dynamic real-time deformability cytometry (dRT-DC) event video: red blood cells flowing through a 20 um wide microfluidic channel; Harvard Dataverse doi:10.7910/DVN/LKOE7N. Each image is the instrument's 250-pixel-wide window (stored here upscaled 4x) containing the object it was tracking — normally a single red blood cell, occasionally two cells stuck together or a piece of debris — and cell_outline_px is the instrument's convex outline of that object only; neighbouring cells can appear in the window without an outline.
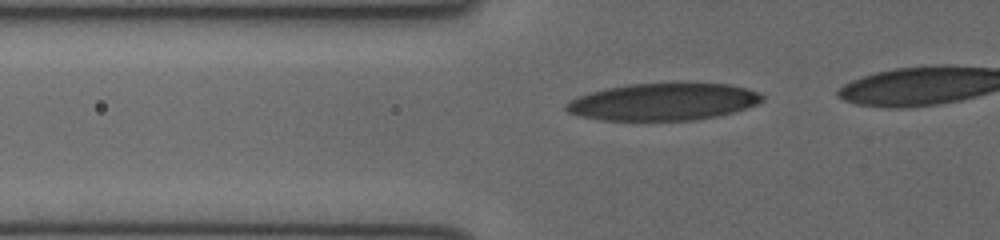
{"species": "human", "species_latin": "Homo sapiens", "temperature_condition": "cold", "stored_images_in_passage": 31, "camera_frame_rate_fps": 3000, "um_per_image_px": 0.085, "donor": {"sex": "female"}, "frame": {"image": 1, "passage_image": 6, "time_ms": 1.667, "image_size_px": [1000, 240], "cell_outline_px": [[764, 100], [756, 104], [732, 112], [716, 116], [696, 120], [600, 120], [580, 116], [568, 112], [564, 108], [564, 104], [580, 96], [592, 92], [608, 88], [628, 84], [728, 84], [748, 88], [760, 92], [764, 96]], "centroid_in_image_um": [56.39, 8.66], "position_along_channel_um": 69.4, "area_um2": 42.02}}
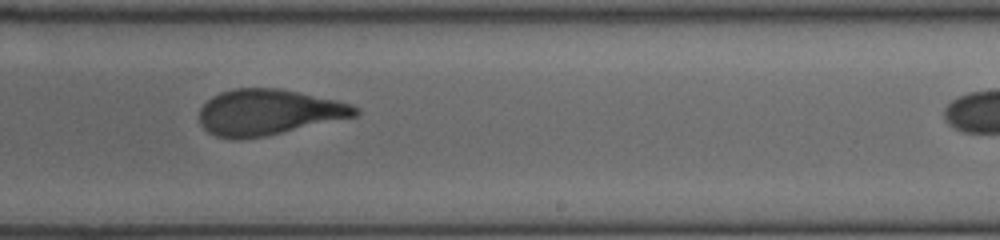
{"frame": {"image": 2, "passage_image": 20, "time_ms": 6.333, "image_size_px": [1000, 240], "cell_outline_px": [[360, 112], [356, 116], [264, 136], [236, 140], [216, 136], [208, 132], [200, 124], [200, 108], [212, 96], [220, 92], [236, 88], [276, 88], [336, 100], [352, 104], [360, 108]], "centroid_in_image_um": [22.8, 9.54], "position_along_channel_um": 266.2, "area_um2": 41.27}}
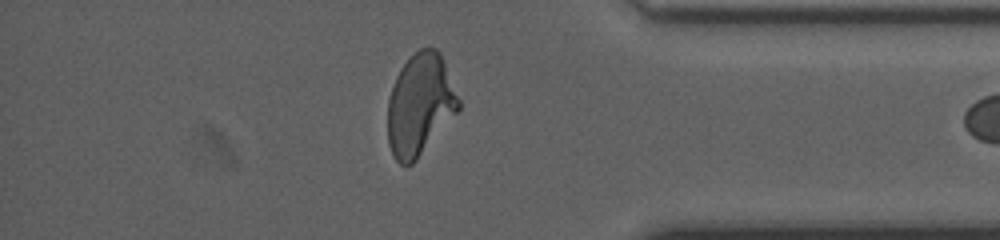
{"frame": {"image": 3, "passage_image": 30, "time_ms": 9.667, "image_size_px": [1000, 240], "cell_outline_px": [[460, 108], [416, 160], [412, 164], [400, 164], [392, 156], [388, 144], [388, 100], [396, 76], [400, 68], [420, 48], [436, 48], [440, 52], [460, 100]], "centroid_in_image_um": [35.69, 8.91], "position_along_channel_um": 399.5, "area_um2": 41.56}}